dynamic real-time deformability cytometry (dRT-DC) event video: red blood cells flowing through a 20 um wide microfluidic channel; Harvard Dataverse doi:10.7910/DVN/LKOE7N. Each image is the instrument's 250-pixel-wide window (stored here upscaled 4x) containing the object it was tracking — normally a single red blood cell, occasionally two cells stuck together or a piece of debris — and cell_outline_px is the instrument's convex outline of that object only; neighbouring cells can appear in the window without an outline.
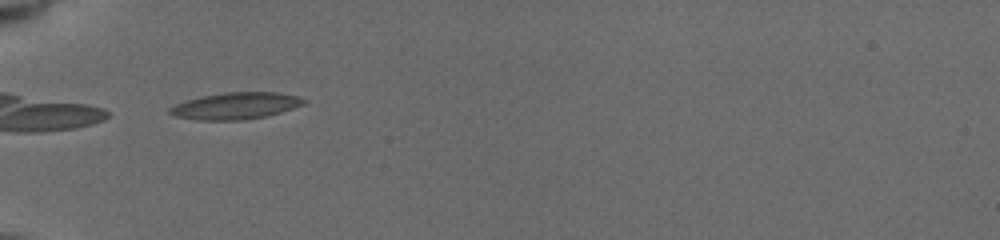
{"species": "common noctule bat (a hibernating species)", "species_latin": "Nyctalus noctula", "temperature_condition": "cold", "stored_images_in_passage": 3, "camera_frame_rate_fps": 3000, "um_per_image_px": 0.085, "animal": {"sex": "female", "body_mass_g": 19.5, "forearm_length_mm": 54.1}, "frame": {"image": 1, "passage_image": 1, "time_ms": 0.0, "image_size_px": [1000, 240], "cell_outline_px": [[308, 100], [304, 104], [280, 112], [264, 116], [244, 120], [196, 120], [176, 116], [168, 112], [168, 108], [176, 104], [200, 96], [228, 92], [280, 92], [300, 96]], "centroid_in_image_um": [20.05, 8.99], "position_along_channel_um": 64.9, "area_um2": 20.87}}